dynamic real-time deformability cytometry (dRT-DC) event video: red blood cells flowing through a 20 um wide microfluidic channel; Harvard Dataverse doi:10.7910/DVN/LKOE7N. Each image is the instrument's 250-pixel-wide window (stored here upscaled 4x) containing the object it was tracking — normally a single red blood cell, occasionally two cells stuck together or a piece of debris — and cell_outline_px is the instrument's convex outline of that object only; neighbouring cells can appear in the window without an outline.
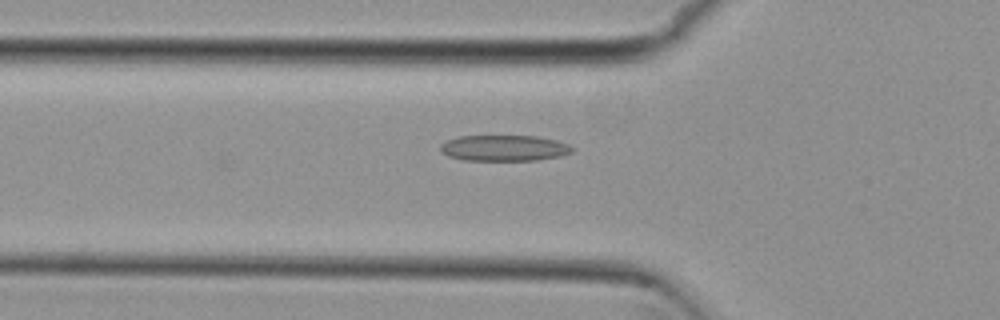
{"species": "common noctule bat (a hibernating species)", "species_latin": "Nyctalus noctula", "temperature_condition": "cold", "stored_images_in_passage": 36, "camera_frame_rate_fps": 3000, "um_per_image_px": 0.085, "animal": {"sex": "female", "body_mass_g": 29.2, "forearm_length_mm": 56.3}, "frame": {"image": 1, "passage_image": 2, "time_ms": 0.333, "image_size_px": [1000, 320], "cell_outline_px": [[572, 152], [560, 156], [536, 160], [464, 160], [448, 156], [440, 152], [440, 144], [444, 140], [460, 136], [536, 136], [556, 140], [568, 144], [572, 148]], "centroid_in_image_um": [42.8, 12.58], "position_along_channel_um": 83.0, "area_um2": 19.94}}
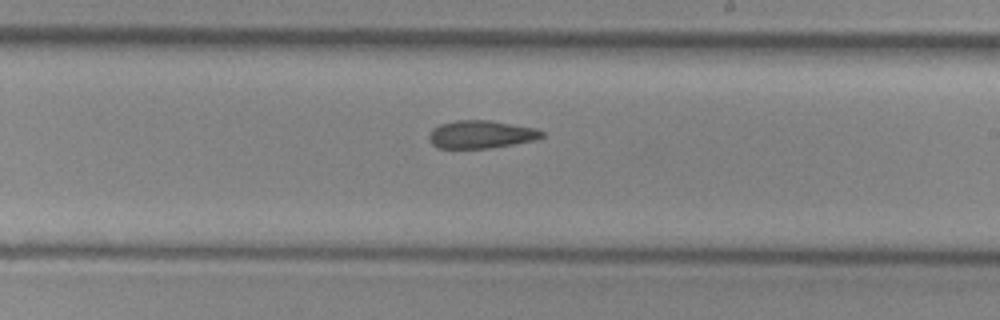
{"frame": {"image": 2, "passage_image": 15, "time_ms": 4.667, "image_size_px": [1000, 320], "cell_outline_px": [[544, 136], [532, 140], [512, 144], [488, 148], [440, 148], [432, 144], [428, 136], [432, 128], [440, 124], [456, 120], [488, 120], [536, 128], [544, 132]], "centroid_in_image_um": [40.86, 11.41], "position_along_channel_um": 248.1, "area_um2": 18.15}}
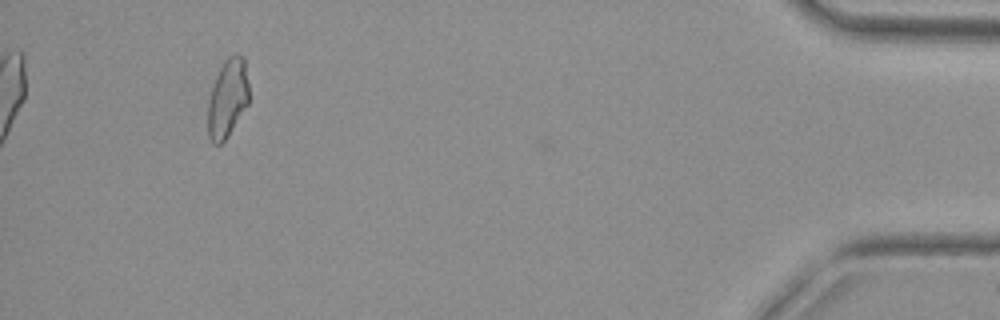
{"frame": {"image": 3, "passage_image": 34, "time_ms": 11.0, "image_size_px": [1000, 320], "cell_outline_px": [[248, 104], [228, 136], [220, 144], [212, 144], [208, 136], [208, 100], [212, 84], [224, 60], [228, 56], [236, 52], [244, 56], [248, 84]], "centroid_in_image_um": [19.33, 8.33], "position_along_channel_um": 415.9, "area_um2": 18.96}, "authors_computed_cell_mechanics": {"area_um2": 18.9873, "velocity_mm_per_s": 3.7957, "shape_relaxation_time_tau1_ms": null, "shape_relaxation_time_tau2_ms": 6.8042, "deformation_change_tau1": null, "deformation_change_tau2": 0.172}}